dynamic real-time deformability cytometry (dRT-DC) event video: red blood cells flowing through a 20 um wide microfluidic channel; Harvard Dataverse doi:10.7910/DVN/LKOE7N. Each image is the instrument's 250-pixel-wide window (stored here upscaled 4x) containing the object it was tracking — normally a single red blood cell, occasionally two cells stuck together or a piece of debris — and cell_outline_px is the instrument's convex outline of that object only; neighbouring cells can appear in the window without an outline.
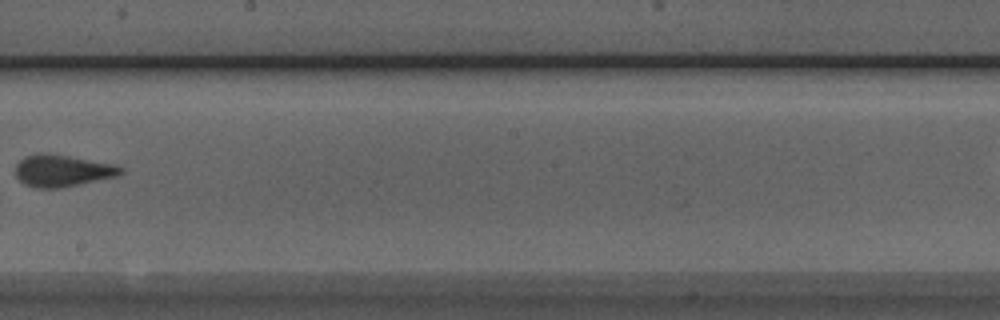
{"species": "Egyptian fruit bat (a non-hibernating species)", "species_latin": "Rousettus aegyptiacus", "temperature_condition": "room temperature", "stored_images_in_passage": 10, "segment_of_instrument_passage": [1, 2], "camera_frame_rate_fps": 3000, "um_per_image_px": 0.085, "animal": {"sex": "male"}, "frame": {"image": 1, "passage_image": 7, "time_ms": 7.0, "image_size_px": [1000, 320], "cell_outline_px": [[124, 172], [116, 176], [64, 188], [32, 188], [24, 184], [16, 176], [16, 164], [24, 156], [40, 152], [44, 152], [116, 164], [124, 168]], "centroid_in_image_um": [5.29, 14.51], "position_along_channel_um": 242.9, "area_um2": 19.83}}
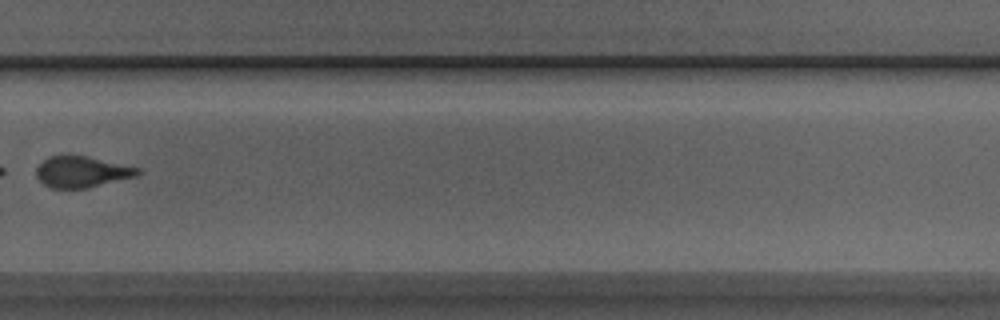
{"frame": {"image": 2, "passage_image": 9, "time_ms": 9.0, "image_size_px": [1000, 320], "cell_outline_px": [[144, 172], [136, 176], [84, 188], [52, 188], [44, 184], [36, 176], [36, 168], [48, 156], [68, 152], [88, 156], [140, 168]], "centroid_in_image_um": [6.93, 14.55], "position_along_channel_um": 322.9, "area_um2": 18.73}}